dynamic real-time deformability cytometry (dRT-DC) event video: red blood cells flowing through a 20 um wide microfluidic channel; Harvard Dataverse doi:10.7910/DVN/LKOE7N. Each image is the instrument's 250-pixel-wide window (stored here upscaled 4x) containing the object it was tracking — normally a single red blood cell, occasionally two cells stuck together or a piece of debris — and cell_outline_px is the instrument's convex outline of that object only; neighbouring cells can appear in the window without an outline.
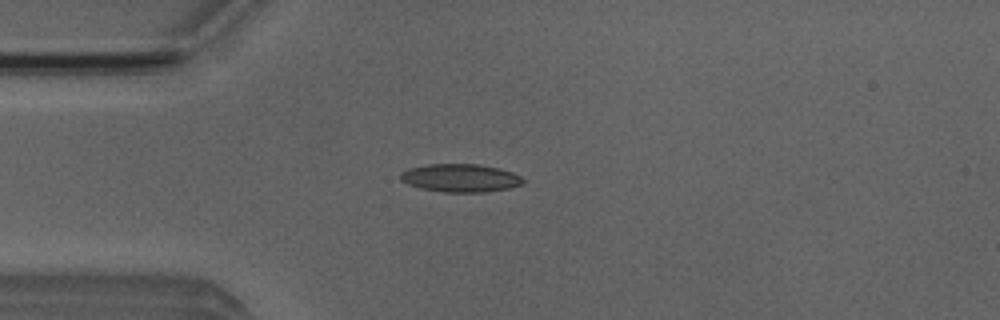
{"species": "Egyptian fruit bat (a non-hibernating species)", "species_latin": "Rousettus aegyptiacus", "temperature_condition": "room temperature", "stored_images_in_passage": 4, "camera_frame_rate_fps": 3000, "um_per_image_px": 0.085, "animal": {"sex": "male"}, "frame": {"image": 1, "passage_image": 3, "time_ms": 0.667, "image_size_px": [1000, 320], "cell_outline_px": [[524, 184], [508, 188], [484, 192], [444, 192], [420, 188], [408, 184], [400, 180], [400, 172], [408, 168], [428, 164], [480, 164], [500, 168], [512, 172], [520, 176], [524, 180]], "centroid_in_image_um": [39.12, 15.12], "position_along_channel_um": 45.9, "area_um2": 20.17}}